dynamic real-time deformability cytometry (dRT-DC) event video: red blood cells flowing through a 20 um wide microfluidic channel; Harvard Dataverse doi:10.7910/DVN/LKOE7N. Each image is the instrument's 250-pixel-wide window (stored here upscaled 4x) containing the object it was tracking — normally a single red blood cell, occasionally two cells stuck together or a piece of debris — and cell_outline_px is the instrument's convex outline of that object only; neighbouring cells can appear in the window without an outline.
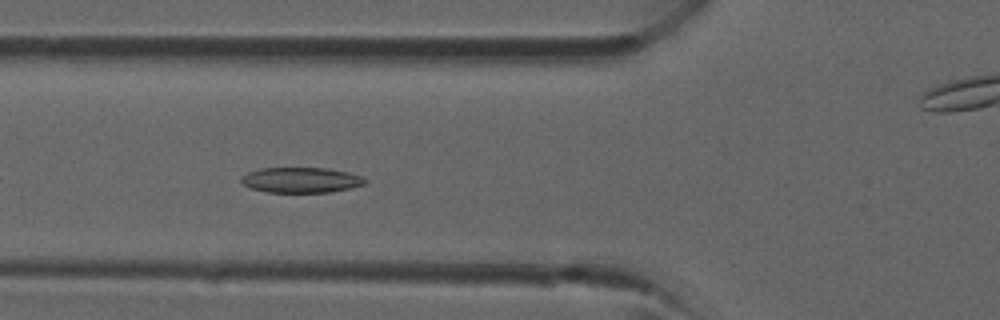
{"species": "common noctule bat (a hibernating species)", "species_latin": "Nyctalus noctula", "temperature_condition": "room temperature", "stored_images_in_passage": 38, "camera_frame_rate_fps": 3000, "um_per_image_px": 0.085, "animal": {"sex": "male", "forearm_length_mm": 52.5}, "frame": {"image": 1, "passage_image": 12, "time_ms": 3.667, "image_size_px": [1000, 320], "cell_outline_px": [[368, 180], [364, 184], [332, 192], [268, 192], [252, 188], [244, 184], [240, 180], [248, 172], [260, 168], [328, 168], [348, 172], [360, 176]], "centroid_in_image_um": [25.6, 15.29], "position_along_channel_um": 100.2, "area_um2": 18.09}}
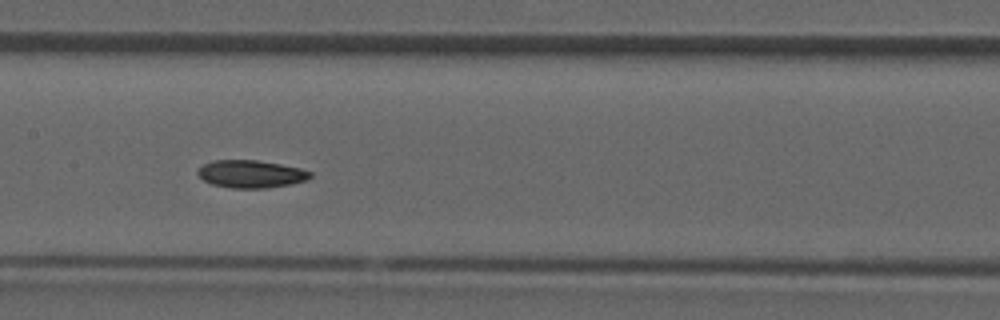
{"frame": {"image": 2, "passage_image": 17, "time_ms": 5.333, "image_size_px": [1000, 320], "cell_outline_px": [[312, 176], [308, 180], [292, 184], [268, 188], [232, 188], [212, 184], [204, 180], [196, 172], [204, 164], [216, 160], [256, 160], [280, 164], [300, 168], [312, 172]], "centroid_in_image_um": [21.38, 14.79], "position_along_channel_um": 186.0, "area_um2": 18.09}}
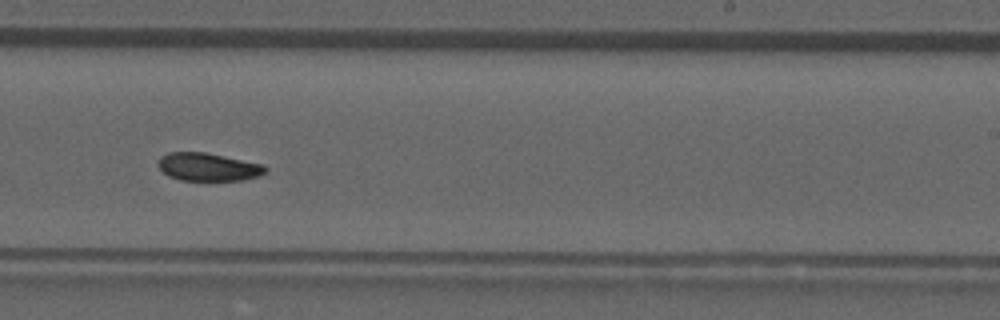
{"frame": {"image": 3, "passage_image": 22, "time_ms": 7.0, "image_size_px": [1000, 320], "cell_outline_px": [[268, 172], [260, 176], [244, 180], [180, 180], [168, 176], [156, 164], [160, 156], [168, 152], [204, 152], [264, 164], [268, 168]], "centroid_in_image_um": [17.71, 14.19], "position_along_channel_um": 271.3, "area_um2": 17.69}}